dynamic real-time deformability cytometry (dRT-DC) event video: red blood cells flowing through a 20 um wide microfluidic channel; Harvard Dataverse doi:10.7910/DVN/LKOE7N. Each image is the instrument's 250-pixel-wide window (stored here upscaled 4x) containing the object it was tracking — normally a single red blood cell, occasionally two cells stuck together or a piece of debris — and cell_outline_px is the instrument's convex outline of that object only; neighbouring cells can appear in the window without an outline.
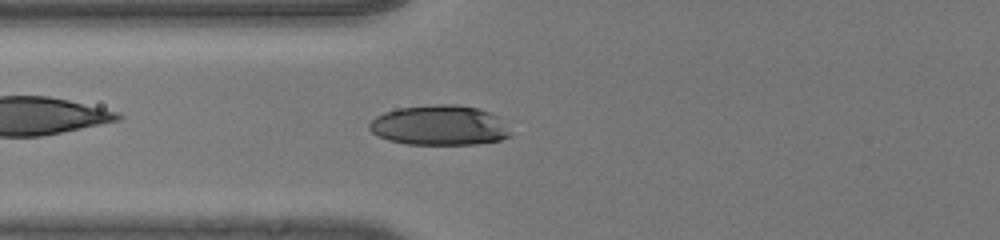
{"species": "human", "species_latin": "Homo sapiens", "temperature_condition": "room temperature", "stored_images_in_passage": 57, "camera_frame_rate_fps": 3000, "um_per_image_px": 0.085, "donor": {"sex": "male"}, "frame": {"image": 1, "passage_image": 28, "time_ms": 9.0, "image_size_px": [1000, 240], "cell_outline_px": [[512, 136], [500, 140], [476, 144], [408, 144], [388, 140], [372, 132], [368, 128], [368, 124], [376, 116], [384, 112], [400, 108], [432, 104], [456, 104], [476, 108], [492, 112], [500, 116], [512, 132]], "centroid_in_image_um": [37.41, 10.65], "position_along_channel_um": 88.4, "area_um2": 33.18}}
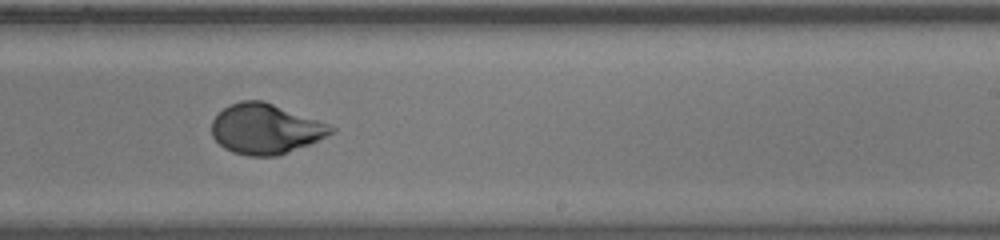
{"frame": {"image": 2, "passage_image": 41, "time_ms": 13.333, "image_size_px": [1000, 240], "cell_outline_px": [[336, 132], [308, 144], [276, 156], [248, 156], [232, 152], [224, 148], [212, 136], [212, 120], [224, 108], [240, 100], [264, 100], [328, 124], [336, 128]], "centroid_in_image_um": [22.56, 10.95], "position_along_channel_um": 266.4, "area_um2": 34.62}}
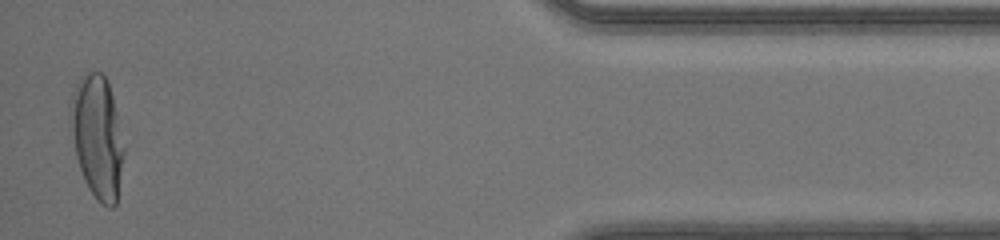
{"frame": {"image": 3, "passage_image": 56, "time_ms": 18.333, "image_size_px": [1000, 240], "cell_outline_px": [[124, 152], [116, 204], [112, 208], [108, 208], [100, 204], [96, 200], [88, 188], [84, 180], [76, 156], [68, 116], [68, 108], [72, 92], [80, 76], [88, 72], [100, 72], [108, 80], [116, 112], [124, 148]], "centroid_in_image_um": [8.24, 11.63], "position_along_channel_um": 427.0, "area_um2": 38.38}, "authors_computed_cell_mechanics": {"area_um2": 34.68, "velocity_mm_per_s": 4.1356, "shape_relaxation_time_tau1_ms": 3.8355, "shape_relaxation_time_tau2_ms": null, "deformation_change_tau1": 0.1772, "deformation_change_tau2": null}}